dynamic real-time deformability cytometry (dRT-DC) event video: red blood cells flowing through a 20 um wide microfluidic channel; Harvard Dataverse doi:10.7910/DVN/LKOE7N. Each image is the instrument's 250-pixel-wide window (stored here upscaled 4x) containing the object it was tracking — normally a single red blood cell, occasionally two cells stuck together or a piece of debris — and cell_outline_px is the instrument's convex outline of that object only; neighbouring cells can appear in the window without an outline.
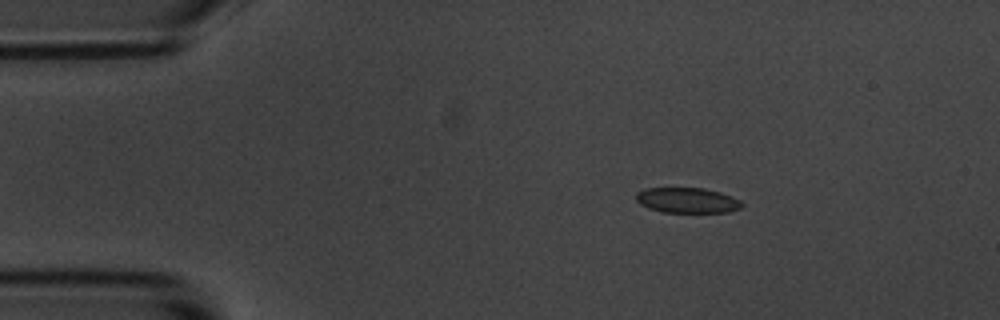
{"species": "common noctule bat (a hibernating species)", "species_latin": "Nyctalus noctula", "temperature_condition": "room temperature", "stored_images_in_passage": 6, "camera_frame_rate_fps": 3000, "um_per_image_px": 0.085, "animal": {"sex": "male", "body_mass_g": 20.1, "forearm_length_mm": 53.5}, "frame": {"image": 1, "passage_image": 2, "time_ms": 2.0, "image_size_px": [1000, 320], "cell_outline_px": [[744, 204], [740, 208], [728, 212], [664, 212], [648, 208], [640, 204], [636, 200], [636, 192], [644, 188], [704, 188], [720, 192], [740, 200]], "centroid_in_image_um": [58.4, 17.02], "position_along_channel_um": 26.6, "area_um2": 15.61}}